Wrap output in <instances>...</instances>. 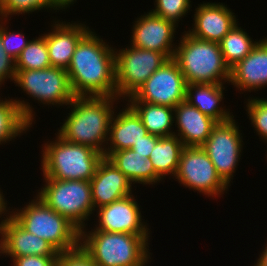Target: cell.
Wrapping results in <instances>:
<instances>
[{
  "label": "cell",
  "mask_w": 267,
  "mask_h": 266,
  "mask_svg": "<svg viewBox=\"0 0 267 266\" xmlns=\"http://www.w3.org/2000/svg\"><path fill=\"white\" fill-rule=\"evenodd\" d=\"M91 30L79 41L67 68L75 96H116L115 50Z\"/></svg>",
  "instance_id": "obj_1"
},
{
  "label": "cell",
  "mask_w": 267,
  "mask_h": 266,
  "mask_svg": "<svg viewBox=\"0 0 267 266\" xmlns=\"http://www.w3.org/2000/svg\"><path fill=\"white\" fill-rule=\"evenodd\" d=\"M118 99L116 96H75L69 104L71 112L57 134L68 142L104 154L103 144L108 140L113 104Z\"/></svg>",
  "instance_id": "obj_2"
},
{
  "label": "cell",
  "mask_w": 267,
  "mask_h": 266,
  "mask_svg": "<svg viewBox=\"0 0 267 266\" xmlns=\"http://www.w3.org/2000/svg\"><path fill=\"white\" fill-rule=\"evenodd\" d=\"M149 237L101 230L88 234L82 229L80 245L98 266H146Z\"/></svg>",
  "instance_id": "obj_3"
},
{
  "label": "cell",
  "mask_w": 267,
  "mask_h": 266,
  "mask_svg": "<svg viewBox=\"0 0 267 266\" xmlns=\"http://www.w3.org/2000/svg\"><path fill=\"white\" fill-rule=\"evenodd\" d=\"M175 47L173 59L187 84H223L230 81V68L223 59L219 43L199 39L185 31Z\"/></svg>",
  "instance_id": "obj_4"
},
{
  "label": "cell",
  "mask_w": 267,
  "mask_h": 266,
  "mask_svg": "<svg viewBox=\"0 0 267 266\" xmlns=\"http://www.w3.org/2000/svg\"><path fill=\"white\" fill-rule=\"evenodd\" d=\"M41 166L44 179L87 180L94 176L103 154L91 147L68 142L59 134L44 145Z\"/></svg>",
  "instance_id": "obj_5"
},
{
  "label": "cell",
  "mask_w": 267,
  "mask_h": 266,
  "mask_svg": "<svg viewBox=\"0 0 267 266\" xmlns=\"http://www.w3.org/2000/svg\"><path fill=\"white\" fill-rule=\"evenodd\" d=\"M26 207L10 214L26 231L45 239L59 252L80 245V230L66 217L49 208L38 196Z\"/></svg>",
  "instance_id": "obj_6"
},
{
  "label": "cell",
  "mask_w": 267,
  "mask_h": 266,
  "mask_svg": "<svg viewBox=\"0 0 267 266\" xmlns=\"http://www.w3.org/2000/svg\"><path fill=\"white\" fill-rule=\"evenodd\" d=\"M45 185L38 197L55 212L66 217L80 231L85 228L84 221L94 210L91 184L87 180L44 179Z\"/></svg>",
  "instance_id": "obj_7"
},
{
  "label": "cell",
  "mask_w": 267,
  "mask_h": 266,
  "mask_svg": "<svg viewBox=\"0 0 267 266\" xmlns=\"http://www.w3.org/2000/svg\"><path fill=\"white\" fill-rule=\"evenodd\" d=\"M130 47V48H129ZM115 52L116 97L133 96L168 58L152 50L129 46Z\"/></svg>",
  "instance_id": "obj_8"
},
{
  "label": "cell",
  "mask_w": 267,
  "mask_h": 266,
  "mask_svg": "<svg viewBox=\"0 0 267 266\" xmlns=\"http://www.w3.org/2000/svg\"><path fill=\"white\" fill-rule=\"evenodd\" d=\"M14 83L43 104L69 105L75 97L67 71L62 68L16 70Z\"/></svg>",
  "instance_id": "obj_9"
},
{
  "label": "cell",
  "mask_w": 267,
  "mask_h": 266,
  "mask_svg": "<svg viewBox=\"0 0 267 266\" xmlns=\"http://www.w3.org/2000/svg\"><path fill=\"white\" fill-rule=\"evenodd\" d=\"M187 82L177 62L170 58L137 90L128 102H146L175 108L185 101Z\"/></svg>",
  "instance_id": "obj_10"
},
{
  "label": "cell",
  "mask_w": 267,
  "mask_h": 266,
  "mask_svg": "<svg viewBox=\"0 0 267 266\" xmlns=\"http://www.w3.org/2000/svg\"><path fill=\"white\" fill-rule=\"evenodd\" d=\"M233 118L217 122L206 142L201 146L212 161L217 174L228 186L233 179L243 146L240 130Z\"/></svg>",
  "instance_id": "obj_11"
},
{
  "label": "cell",
  "mask_w": 267,
  "mask_h": 266,
  "mask_svg": "<svg viewBox=\"0 0 267 266\" xmlns=\"http://www.w3.org/2000/svg\"><path fill=\"white\" fill-rule=\"evenodd\" d=\"M175 179L183 186L208 196L216 197L228 189L205 150L198 146L183 149Z\"/></svg>",
  "instance_id": "obj_12"
},
{
  "label": "cell",
  "mask_w": 267,
  "mask_h": 266,
  "mask_svg": "<svg viewBox=\"0 0 267 266\" xmlns=\"http://www.w3.org/2000/svg\"><path fill=\"white\" fill-rule=\"evenodd\" d=\"M134 199L131 194L98 208L99 226L93 230L148 235L149 229L142 222L139 205Z\"/></svg>",
  "instance_id": "obj_13"
},
{
  "label": "cell",
  "mask_w": 267,
  "mask_h": 266,
  "mask_svg": "<svg viewBox=\"0 0 267 266\" xmlns=\"http://www.w3.org/2000/svg\"><path fill=\"white\" fill-rule=\"evenodd\" d=\"M175 30L176 25L173 22L148 12L135 21L131 45L163 53L168 59L173 58L175 47L172 42Z\"/></svg>",
  "instance_id": "obj_14"
},
{
  "label": "cell",
  "mask_w": 267,
  "mask_h": 266,
  "mask_svg": "<svg viewBox=\"0 0 267 266\" xmlns=\"http://www.w3.org/2000/svg\"><path fill=\"white\" fill-rule=\"evenodd\" d=\"M90 184L94 209L132 194V183L106 157L98 163Z\"/></svg>",
  "instance_id": "obj_15"
},
{
  "label": "cell",
  "mask_w": 267,
  "mask_h": 266,
  "mask_svg": "<svg viewBox=\"0 0 267 266\" xmlns=\"http://www.w3.org/2000/svg\"><path fill=\"white\" fill-rule=\"evenodd\" d=\"M195 10L194 28L187 32L199 39L219 43L237 24L234 13L222 3L203 2Z\"/></svg>",
  "instance_id": "obj_16"
},
{
  "label": "cell",
  "mask_w": 267,
  "mask_h": 266,
  "mask_svg": "<svg viewBox=\"0 0 267 266\" xmlns=\"http://www.w3.org/2000/svg\"><path fill=\"white\" fill-rule=\"evenodd\" d=\"M63 23L56 21L52 26L53 31L43 35L46 39L51 66L67 70L79 41L90 29L82 23Z\"/></svg>",
  "instance_id": "obj_17"
},
{
  "label": "cell",
  "mask_w": 267,
  "mask_h": 266,
  "mask_svg": "<svg viewBox=\"0 0 267 266\" xmlns=\"http://www.w3.org/2000/svg\"><path fill=\"white\" fill-rule=\"evenodd\" d=\"M237 89L250 91L267 85V38L230 69V81Z\"/></svg>",
  "instance_id": "obj_18"
},
{
  "label": "cell",
  "mask_w": 267,
  "mask_h": 266,
  "mask_svg": "<svg viewBox=\"0 0 267 266\" xmlns=\"http://www.w3.org/2000/svg\"><path fill=\"white\" fill-rule=\"evenodd\" d=\"M174 119L179 128L176 135L185 147H201L217 123L187 101L174 108Z\"/></svg>",
  "instance_id": "obj_19"
},
{
  "label": "cell",
  "mask_w": 267,
  "mask_h": 266,
  "mask_svg": "<svg viewBox=\"0 0 267 266\" xmlns=\"http://www.w3.org/2000/svg\"><path fill=\"white\" fill-rule=\"evenodd\" d=\"M127 105L116 117L114 114L112 116L107 140L110 141V146H105L103 157H107L111 152L130 149L134 143L149 134L139 115L128 103Z\"/></svg>",
  "instance_id": "obj_20"
},
{
  "label": "cell",
  "mask_w": 267,
  "mask_h": 266,
  "mask_svg": "<svg viewBox=\"0 0 267 266\" xmlns=\"http://www.w3.org/2000/svg\"><path fill=\"white\" fill-rule=\"evenodd\" d=\"M2 221L5 223L7 256L12 259L28 255H59V251L52 244L26 231L11 215Z\"/></svg>",
  "instance_id": "obj_21"
},
{
  "label": "cell",
  "mask_w": 267,
  "mask_h": 266,
  "mask_svg": "<svg viewBox=\"0 0 267 266\" xmlns=\"http://www.w3.org/2000/svg\"><path fill=\"white\" fill-rule=\"evenodd\" d=\"M224 88L223 84H187L185 101L216 122H224L234 117L230 111L219 107Z\"/></svg>",
  "instance_id": "obj_22"
},
{
  "label": "cell",
  "mask_w": 267,
  "mask_h": 266,
  "mask_svg": "<svg viewBox=\"0 0 267 266\" xmlns=\"http://www.w3.org/2000/svg\"><path fill=\"white\" fill-rule=\"evenodd\" d=\"M33 112L24 100H0V144L26 132L32 125Z\"/></svg>",
  "instance_id": "obj_23"
},
{
  "label": "cell",
  "mask_w": 267,
  "mask_h": 266,
  "mask_svg": "<svg viewBox=\"0 0 267 266\" xmlns=\"http://www.w3.org/2000/svg\"><path fill=\"white\" fill-rule=\"evenodd\" d=\"M113 163L133 184H154L161 178L156 174L150 158L140 155L130 149L111 152L106 157Z\"/></svg>",
  "instance_id": "obj_24"
},
{
  "label": "cell",
  "mask_w": 267,
  "mask_h": 266,
  "mask_svg": "<svg viewBox=\"0 0 267 266\" xmlns=\"http://www.w3.org/2000/svg\"><path fill=\"white\" fill-rule=\"evenodd\" d=\"M129 103L141 118L149 134L159 137L176 135L175 132L170 131L175 120L174 108L146 102Z\"/></svg>",
  "instance_id": "obj_25"
},
{
  "label": "cell",
  "mask_w": 267,
  "mask_h": 266,
  "mask_svg": "<svg viewBox=\"0 0 267 266\" xmlns=\"http://www.w3.org/2000/svg\"><path fill=\"white\" fill-rule=\"evenodd\" d=\"M184 148V144L176 135L160 137L156 142L150 153V160L161 179L170 174L175 177Z\"/></svg>",
  "instance_id": "obj_26"
},
{
  "label": "cell",
  "mask_w": 267,
  "mask_h": 266,
  "mask_svg": "<svg viewBox=\"0 0 267 266\" xmlns=\"http://www.w3.org/2000/svg\"><path fill=\"white\" fill-rule=\"evenodd\" d=\"M253 42L247 32L236 24L219 42L226 65L231 69L244 59L258 43Z\"/></svg>",
  "instance_id": "obj_27"
},
{
  "label": "cell",
  "mask_w": 267,
  "mask_h": 266,
  "mask_svg": "<svg viewBox=\"0 0 267 266\" xmlns=\"http://www.w3.org/2000/svg\"><path fill=\"white\" fill-rule=\"evenodd\" d=\"M16 70L46 69L51 67L48 47L44 36L30 40L15 60Z\"/></svg>",
  "instance_id": "obj_28"
},
{
  "label": "cell",
  "mask_w": 267,
  "mask_h": 266,
  "mask_svg": "<svg viewBox=\"0 0 267 266\" xmlns=\"http://www.w3.org/2000/svg\"><path fill=\"white\" fill-rule=\"evenodd\" d=\"M43 7L51 9V0H0V16L4 20L9 15L32 13Z\"/></svg>",
  "instance_id": "obj_29"
},
{
  "label": "cell",
  "mask_w": 267,
  "mask_h": 266,
  "mask_svg": "<svg viewBox=\"0 0 267 266\" xmlns=\"http://www.w3.org/2000/svg\"><path fill=\"white\" fill-rule=\"evenodd\" d=\"M155 2V9L150 12L175 25H178V19L184 17L191 6L190 0H155Z\"/></svg>",
  "instance_id": "obj_30"
},
{
  "label": "cell",
  "mask_w": 267,
  "mask_h": 266,
  "mask_svg": "<svg viewBox=\"0 0 267 266\" xmlns=\"http://www.w3.org/2000/svg\"><path fill=\"white\" fill-rule=\"evenodd\" d=\"M249 119L262 140L267 142V100L262 98L248 99L246 103Z\"/></svg>",
  "instance_id": "obj_31"
},
{
  "label": "cell",
  "mask_w": 267,
  "mask_h": 266,
  "mask_svg": "<svg viewBox=\"0 0 267 266\" xmlns=\"http://www.w3.org/2000/svg\"><path fill=\"white\" fill-rule=\"evenodd\" d=\"M0 19V38L3 42L4 49L6 50L8 55L16 60L20 56L22 50L27 46L29 41L24 38V35L23 33L21 34V32H8L7 28L4 27L5 25L2 24V18Z\"/></svg>",
  "instance_id": "obj_32"
},
{
  "label": "cell",
  "mask_w": 267,
  "mask_h": 266,
  "mask_svg": "<svg viewBox=\"0 0 267 266\" xmlns=\"http://www.w3.org/2000/svg\"><path fill=\"white\" fill-rule=\"evenodd\" d=\"M56 266H98L90 255L79 245L73 250L59 252Z\"/></svg>",
  "instance_id": "obj_33"
},
{
  "label": "cell",
  "mask_w": 267,
  "mask_h": 266,
  "mask_svg": "<svg viewBox=\"0 0 267 266\" xmlns=\"http://www.w3.org/2000/svg\"><path fill=\"white\" fill-rule=\"evenodd\" d=\"M16 76V61L4 49L3 42L0 38V86L10 78L15 81Z\"/></svg>",
  "instance_id": "obj_34"
},
{
  "label": "cell",
  "mask_w": 267,
  "mask_h": 266,
  "mask_svg": "<svg viewBox=\"0 0 267 266\" xmlns=\"http://www.w3.org/2000/svg\"><path fill=\"white\" fill-rule=\"evenodd\" d=\"M58 256L28 255L13 258V266H56Z\"/></svg>",
  "instance_id": "obj_35"
},
{
  "label": "cell",
  "mask_w": 267,
  "mask_h": 266,
  "mask_svg": "<svg viewBox=\"0 0 267 266\" xmlns=\"http://www.w3.org/2000/svg\"><path fill=\"white\" fill-rule=\"evenodd\" d=\"M159 138V136L153 134L145 135L143 136L142 140L134 143L131 149L135 152H138L140 155L150 158V153L152 152Z\"/></svg>",
  "instance_id": "obj_36"
},
{
  "label": "cell",
  "mask_w": 267,
  "mask_h": 266,
  "mask_svg": "<svg viewBox=\"0 0 267 266\" xmlns=\"http://www.w3.org/2000/svg\"><path fill=\"white\" fill-rule=\"evenodd\" d=\"M0 253L7 255V247H6V236H5V223L1 221L0 223Z\"/></svg>",
  "instance_id": "obj_37"
},
{
  "label": "cell",
  "mask_w": 267,
  "mask_h": 266,
  "mask_svg": "<svg viewBox=\"0 0 267 266\" xmlns=\"http://www.w3.org/2000/svg\"><path fill=\"white\" fill-rule=\"evenodd\" d=\"M76 0H51L52 2V8L54 10L59 9H65L67 7H70V4H73V2Z\"/></svg>",
  "instance_id": "obj_38"
},
{
  "label": "cell",
  "mask_w": 267,
  "mask_h": 266,
  "mask_svg": "<svg viewBox=\"0 0 267 266\" xmlns=\"http://www.w3.org/2000/svg\"><path fill=\"white\" fill-rule=\"evenodd\" d=\"M254 266H267V246L265 247L264 251H262L260 258L257 261V264Z\"/></svg>",
  "instance_id": "obj_39"
},
{
  "label": "cell",
  "mask_w": 267,
  "mask_h": 266,
  "mask_svg": "<svg viewBox=\"0 0 267 266\" xmlns=\"http://www.w3.org/2000/svg\"><path fill=\"white\" fill-rule=\"evenodd\" d=\"M3 193L0 191V215H2L5 211L7 212L8 210L6 209V202L5 199L2 195ZM1 217V216H0Z\"/></svg>",
  "instance_id": "obj_40"
}]
</instances>
